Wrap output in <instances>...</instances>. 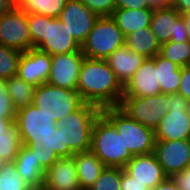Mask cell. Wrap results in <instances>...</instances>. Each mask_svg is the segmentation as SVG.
<instances>
[{
	"label": "cell",
	"mask_w": 190,
	"mask_h": 190,
	"mask_svg": "<svg viewBox=\"0 0 190 190\" xmlns=\"http://www.w3.org/2000/svg\"><path fill=\"white\" fill-rule=\"evenodd\" d=\"M15 122L22 144L30 148L40 166L48 170L59 158L55 141L58 125L55 113L51 108L30 104L16 111Z\"/></svg>",
	"instance_id": "cell-1"
},
{
	"label": "cell",
	"mask_w": 190,
	"mask_h": 190,
	"mask_svg": "<svg viewBox=\"0 0 190 190\" xmlns=\"http://www.w3.org/2000/svg\"><path fill=\"white\" fill-rule=\"evenodd\" d=\"M77 90L85 103L100 109L118 107L124 94V86L106 60L86 57L80 68Z\"/></svg>",
	"instance_id": "cell-2"
},
{
	"label": "cell",
	"mask_w": 190,
	"mask_h": 190,
	"mask_svg": "<svg viewBox=\"0 0 190 190\" xmlns=\"http://www.w3.org/2000/svg\"><path fill=\"white\" fill-rule=\"evenodd\" d=\"M102 112L99 107L84 103L60 120L55 129L57 155L70 157L91 149L92 128Z\"/></svg>",
	"instance_id": "cell-3"
},
{
	"label": "cell",
	"mask_w": 190,
	"mask_h": 190,
	"mask_svg": "<svg viewBox=\"0 0 190 190\" xmlns=\"http://www.w3.org/2000/svg\"><path fill=\"white\" fill-rule=\"evenodd\" d=\"M27 18L32 48H38L50 56L81 51V45L72 37L59 18L37 13L27 14Z\"/></svg>",
	"instance_id": "cell-4"
},
{
	"label": "cell",
	"mask_w": 190,
	"mask_h": 190,
	"mask_svg": "<svg viewBox=\"0 0 190 190\" xmlns=\"http://www.w3.org/2000/svg\"><path fill=\"white\" fill-rule=\"evenodd\" d=\"M106 167L125 168L133 157L124 148L122 136L116 126L101 112L92 128L91 149Z\"/></svg>",
	"instance_id": "cell-5"
},
{
	"label": "cell",
	"mask_w": 190,
	"mask_h": 190,
	"mask_svg": "<svg viewBox=\"0 0 190 190\" xmlns=\"http://www.w3.org/2000/svg\"><path fill=\"white\" fill-rule=\"evenodd\" d=\"M102 113L116 126L132 156L149 154L154 151L155 132L153 129L130 118L119 107H107Z\"/></svg>",
	"instance_id": "cell-6"
},
{
	"label": "cell",
	"mask_w": 190,
	"mask_h": 190,
	"mask_svg": "<svg viewBox=\"0 0 190 190\" xmlns=\"http://www.w3.org/2000/svg\"><path fill=\"white\" fill-rule=\"evenodd\" d=\"M125 45V36L111 17H99L81 45L86 58L106 60L116 49Z\"/></svg>",
	"instance_id": "cell-7"
},
{
	"label": "cell",
	"mask_w": 190,
	"mask_h": 190,
	"mask_svg": "<svg viewBox=\"0 0 190 190\" xmlns=\"http://www.w3.org/2000/svg\"><path fill=\"white\" fill-rule=\"evenodd\" d=\"M170 94L147 97L123 96L119 108L133 120L155 130L168 113Z\"/></svg>",
	"instance_id": "cell-8"
},
{
	"label": "cell",
	"mask_w": 190,
	"mask_h": 190,
	"mask_svg": "<svg viewBox=\"0 0 190 190\" xmlns=\"http://www.w3.org/2000/svg\"><path fill=\"white\" fill-rule=\"evenodd\" d=\"M84 103L77 89H64L48 83L35 88L33 104L36 107L51 108L57 123Z\"/></svg>",
	"instance_id": "cell-9"
},
{
	"label": "cell",
	"mask_w": 190,
	"mask_h": 190,
	"mask_svg": "<svg viewBox=\"0 0 190 190\" xmlns=\"http://www.w3.org/2000/svg\"><path fill=\"white\" fill-rule=\"evenodd\" d=\"M188 101L179 93L170 94L169 111L154 130L155 140L190 139V118L186 113Z\"/></svg>",
	"instance_id": "cell-10"
},
{
	"label": "cell",
	"mask_w": 190,
	"mask_h": 190,
	"mask_svg": "<svg viewBox=\"0 0 190 190\" xmlns=\"http://www.w3.org/2000/svg\"><path fill=\"white\" fill-rule=\"evenodd\" d=\"M0 44L21 52L32 48L27 13L21 8L0 15Z\"/></svg>",
	"instance_id": "cell-11"
},
{
	"label": "cell",
	"mask_w": 190,
	"mask_h": 190,
	"mask_svg": "<svg viewBox=\"0 0 190 190\" xmlns=\"http://www.w3.org/2000/svg\"><path fill=\"white\" fill-rule=\"evenodd\" d=\"M150 29L160 44L168 41L176 43L188 41L185 21L172 5L153 10Z\"/></svg>",
	"instance_id": "cell-12"
},
{
	"label": "cell",
	"mask_w": 190,
	"mask_h": 190,
	"mask_svg": "<svg viewBox=\"0 0 190 190\" xmlns=\"http://www.w3.org/2000/svg\"><path fill=\"white\" fill-rule=\"evenodd\" d=\"M153 154L168 177L190 165V139L156 140Z\"/></svg>",
	"instance_id": "cell-13"
},
{
	"label": "cell",
	"mask_w": 190,
	"mask_h": 190,
	"mask_svg": "<svg viewBox=\"0 0 190 190\" xmlns=\"http://www.w3.org/2000/svg\"><path fill=\"white\" fill-rule=\"evenodd\" d=\"M84 58L82 51L51 56V68L47 83L64 89H77Z\"/></svg>",
	"instance_id": "cell-14"
},
{
	"label": "cell",
	"mask_w": 190,
	"mask_h": 190,
	"mask_svg": "<svg viewBox=\"0 0 190 190\" xmlns=\"http://www.w3.org/2000/svg\"><path fill=\"white\" fill-rule=\"evenodd\" d=\"M58 18L72 37L82 45L99 16L88 9L81 0H67Z\"/></svg>",
	"instance_id": "cell-15"
},
{
	"label": "cell",
	"mask_w": 190,
	"mask_h": 190,
	"mask_svg": "<svg viewBox=\"0 0 190 190\" xmlns=\"http://www.w3.org/2000/svg\"><path fill=\"white\" fill-rule=\"evenodd\" d=\"M51 56L38 48L22 52L17 76L35 87L47 83L51 68Z\"/></svg>",
	"instance_id": "cell-16"
},
{
	"label": "cell",
	"mask_w": 190,
	"mask_h": 190,
	"mask_svg": "<svg viewBox=\"0 0 190 190\" xmlns=\"http://www.w3.org/2000/svg\"><path fill=\"white\" fill-rule=\"evenodd\" d=\"M41 190H81L74 156L59 157L45 171Z\"/></svg>",
	"instance_id": "cell-17"
},
{
	"label": "cell",
	"mask_w": 190,
	"mask_h": 190,
	"mask_svg": "<svg viewBox=\"0 0 190 190\" xmlns=\"http://www.w3.org/2000/svg\"><path fill=\"white\" fill-rule=\"evenodd\" d=\"M161 94L158 70L152 58H146L124 85L123 96L147 97Z\"/></svg>",
	"instance_id": "cell-18"
},
{
	"label": "cell",
	"mask_w": 190,
	"mask_h": 190,
	"mask_svg": "<svg viewBox=\"0 0 190 190\" xmlns=\"http://www.w3.org/2000/svg\"><path fill=\"white\" fill-rule=\"evenodd\" d=\"M124 170L136 181L147 185L150 189L155 188L168 178L153 152L133 156Z\"/></svg>",
	"instance_id": "cell-19"
},
{
	"label": "cell",
	"mask_w": 190,
	"mask_h": 190,
	"mask_svg": "<svg viewBox=\"0 0 190 190\" xmlns=\"http://www.w3.org/2000/svg\"><path fill=\"white\" fill-rule=\"evenodd\" d=\"M146 58L129 50L125 45L116 49L107 59L110 68L124 86Z\"/></svg>",
	"instance_id": "cell-20"
},
{
	"label": "cell",
	"mask_w": 190,
	"mask_h": 190,
	"mask_svg": "<svg viewBox=\"0 0 190 190\" xmlns=\"http://www.w3.org/2000/svg\"><path fill=\"white\" fill-rule=\"evenodd\" d=\"M17 172L34 190H41L44 183L45 170L36 160L34 152L26 145L22 144L20 150L13 161Z\"/></svg>",
	"instance_id": "cell-21"
},
{
	"label": "cell",
	"mask_w": 190,
	"mask_h": 190,
	"mask_svg": "<svg viewBox=\"0 0 190 190\" xmlns=\"http://www.w3.org/2000/svg\"><path fill=\"white\" fill-rule=\"evenodd\" d=\"M73 156L81 190H88L106 166L91 150L75 153Z\"/></svg>",
	"instance_id": "cell-22"
},
{
	"label": "cell",
	"mask_w": 190,
	"mask_h": 190,
	"mask_svg": "<svg viewBox=\"0 0 190 190\" xmlns=\"http://www.w3.org/2000/svg\"><path fill=\"white\" fill-rule=\"evenodd\" d=\"M153 9H115L111 18L126 37L144 28L150 27Z\"/></svg>",
	"instance_id": "cell-23"
},
{
	"label": "cell",
	"mask_w": 190,
	"mask_h": 190,
	"mask_svg": "<svg viewBox=\"0 0 190 190\" xmlns=\"http://www.w3.org/2000/svg\"><path fill=\"white\" fill-rule=\"evenodd\" d=\"M125 46L145 58H153L159 54L161 44L148 27L128 34L125 37Z\"/></svg>",
	"instance_id": "cell-24"
},
{
	"label": "cell",
	"mask_w": 190,
	"mask_h": 190,
	"mask_svg": "<svg viewBox=\"0 0 190 190\" xmlns=\"http://www.w3.org/2000/svg\"><path fill=\"white\" fill-rule=\"evenodd\" d=\"M158 70V81L162 94H173L179 90L181 67L159 54L152 58Z\"/></svg>",
	"instance_id": "cell-25"
},
{
	"label": "cell",
	"mask_w": 190,
	"mask_h": 190,
	"mask_svg": "<svg viewBox=\"0 0 190 190\" xmlns=\"http://www.w3.org/2000/svg\"><path fill=\"white\" fill-rule=\"evenodd\" d=\"M35 88L17 75L5 80L6 93L16 111L33 104Z\"/></svg>",
	"instance_id": "cell-26"
},
{
	"label": "cell",
	"mask_w": 190,
	"mask_h": 190,
	"mask_svg": "<svg viewBox=\"0 0 190 190\" xmlns=\"http://www.w3.org/2000/svg\"><path fill=\"white\" fill-rule=\"evenodd\" d=\"M67 0H24L18 7L27 14L37 13L58 18L66 6Z\"/></svg>",
	"instance_id": "cell-27"
},
{
	"label": "cell",
	"mask_w": 190,
	"mask_h": 190,
	"mask_svg": "<svg viewBox=\"0 0 190 190\" xmlns=\"http://www.w3.org/2000/svg\"><path fill=\"white\" fill-rule=\"evenodd\" d=\"M22 146L19 128L14 121L8 128L3 137L0 138V158L7 162H13Z\"/></svg>",
	"instance_id": "cell-28"
},
{
	"label": "cell",
	"mask_w": 190,
	"mask_h": 190,
	"mask_svg": "<svg viewBox=\"0 0 190 190\" xmlns=\"http://www.w3.org/2000/svg\"><path fill=\"white\" fill-rule=\"evenodd\" d=\"M159 55L178 66H190V42L176 43L168 41L161 44Z\"/></svg>",
	"instance_id": "cell-29"
},
{
	"label": "cell",
	"mask_w": 190,
	"mask_h": 190,
	"mask_svg": "<svg viewBox=\"0 0 190 190\" xmlns=\"http://www.w3.org/2000/svg\"><path fill=\"white\" fill-rule=\"evenodd\" d=\"M22 52L0 44V79L7 80L17 75Z\"/></svg>",
	"instance_id": "cell-30"
},
{
	"label": "cell",
	"mask_w": 190,
	"mask_h": 190,
	"mask_svg": "<svg viewBox=\"0 0 190 190\" xmlns=\"http://www.w3.org/2000/svg\"><path fill=\"white\" fill-rule=\"evenodd\" d=\"M0 190H34L17 172L13 162H7L0 171Z\"/></svg>",
	"instance_id": "cell-31"
},
{
	"label": "cell",
	"mask_w": 190,
	"mask_h": 190,
	"mask_svg": "<svg viewBox=\"0 0 190 190\" xmlns=\"http://www.w3.org/2000/svg\"><path fill=\"white\" fill-rule=\"evenodd\" d=\"M123 168L105 167L95 183L88 190H121Z\"/></svg>",
	"instance_id": "cell-32"
},
{
	"label": "cell",
	"mask_w": 190,
	"mask_h": 190,
	"mask_svg": "<svg viewBox=\"0 0 190 190\" xmlns=\"http://www.w3.org/2000/svg\"><path fill=\"white\" fill-rule=\"evenodd\" d=\"M82 3L99 17H111L116 9V0H81Z\"/></svg>",
	"instance_id": "cell-33"
},
{
	"label": "cell",
	"mask_w": 190,
	"mask_h": 190,
	"mask_svg": "<svg viewBox=\"0 0 190 190\" xmlns=\"http://www.w3.org/2000/svg\"><path fill=\"white\" fill-rule=\"evenodd\" d=\"M121 190H151L147 185H144L131 175H129L124 169L121 176V183H120Z\"/></svg>",
	"instance_id": "cell-34"
},
{
	"label": "cell",
	"mask_w": 190,
	"mask_h": 190,
	"mask_svg": "<svg viewBox=\"0 0 190 190\" xmlns=\"http://www.w3.org/2000/svg\"><path fill=\"white\" fill-rule=\"evenodd\" d=\"M187 101L190 100V66L181 68V80L178 92Z\"/></svg>",
	"instance_id": "cell-35"
},
{
	"label": "cell",
	"mask_w": 190,
	"mask_h": 190,
	"mask_svg": "<svg viewBox=\"0 0 190 190\" xmlns=\"http://www.w3.org/2000/svg\"><path fill=\"white\" fill-rule=\"evenodd\" d=\"M171 178L180 190H190V165L185 170L174 174Z\"/></svg>",
	"instance_id": "cell-36"
},
{
	"label": "cell",
	"mask_w": 190,
	"mask_h": 190,
	"mask_svg": "<svg viewBox=\"0 0 190 190\" xmlns=\"http://www.w3.org/2000/svg\"><path fill=\"white\" fill-rule=\"evenodd\" d=\"M0 116L3 117H15L16 116V110L13 107V104L11 102V99L5 92L0 97Z\"/></svg>",
	"instance_id": "cell-37"
},
{
	"label": "cell",
	"mask_w": 190,
	"mask_h": 190,
	"mask_svg": "<svg viewBox=\"0 0 190 190\" xmlns=\"http://www.w3.org/2000/svg\"><path fill=\"white\" fill-rule=\"evenodd\" d=\"M116 9H151L146 0H116Z\"/></svg>",
	"instance_id": "cell-38"
},
{
	"label": "cell",
	"mask_w": 190,
	"mask_h": 190,
	"mask_svg": "<svg viewBox=\"0 0 190 190\" xmlns=\"http://www.w3.org/2000/svg\"><path fill=\"white\" fill-rule=\"evenodd\" d=\"M147 8L151 9H161L168 8L172 5V0H146Z\"/></svg>",
	"instance_id": "cell-39"
},
{
	"label": "cell",
	"mask_w": 190,
	"mask_h": 190,
	"mask_svg": "<svg viewBox=\"0 0 190 190\" xmlns=\"http://www.w3.org/2000/svg\"><path fill=\"white\" fill-rule=\"evenodd\" d=\"M172 6L182 14L190 11V0H172Z\"/></svg>",
	"instance_id": "cell-40"
},
{
	"label": "cell",
	"mask_w": 190,
	"mask_h": 190,
	"mask_svg": "<svg viewBox=\"0 0 190 190\" xmlns=\"http://www.w3.org/2000/svg\"><path fill=\"white\" fill-rule=\"evenodd\" d=\"M151 190H180L171 177H168L162 183H159L155 188Z\"/></svg>",
	"instance_id": "cell-41"
},
{
	"label": "cell",
	"mask_w": 190,
	"mask_h": 190,
	"mask_svg": "<svg viewBox=\"0 0 190 190\" xmlns=\"http://www.w3.org/2000/svg\"><path fill=\"white\" fill-rule=\"evenodd\" d=\"M15 121V117L0 116V138L4 136L6 129Z\"/></svg>",
	"instance_id": "cell-42"
},
{
	"label": "cell",
	"mask_w": 190,
	"mask_h": 190,
	"mask_svg": "<svg viewBox=\"0 0 190 190\" xmlns=\"http://www.w3.org/2000/svg\"><path fill=\"white\" fill-rule=\"evenodd\" d=\"M16 6L11 0H0V15L13 10Z\"/></svg>",
	"instance_id": "cell-43"
},
{
	"label": "cell",
	"mask_w": 190,
	"mask_h": 190,
	"mask_svg": "<svg viewBox=\"0 0 190 190\" xmlns=\"http://www.w3.org/2000/svg\"><path fill=\"white\" fill-rule=\"evenodd\" d=\"M185 21L186 29H187V35H188V41L190 42V11L180 14Z\"/></svg>",
	"instance_id": "cell-44"
},
{
	"label": "cell",
	"mask_w": 190,
	"mask_h": 190,
	"mask_svg": "<svg viewBox=\"0 0 190 190\" xmlns=\"http://www.w3.org/2000/svg\"><path fill=\"white\" fill-rule=\"evenodd\" d=\"M6 92L5 81L0 79V97Z\"/></svg>",
	"instance_id": "cell-45"
},
{
	"label": "cell",
	"mask_w": 190,
	"mask_h": 190,
	"mask_svg": "<svg viewBox=\"0 0 190 190\" xmlns=\"http://www.w3.org/2000/svg\"><path fill=\"white\" fill-rule=\"evenodd\" d=\"M7 163L3 158H0V171L3 169L4 165Z\"/></svg>",
	"instance_id": "cell-46"
},
{
	"label": "cell",
	"mask_w": 190,
	"mask_h": 190,
	"mask_svg": "<svg viewBox=\"0 0 190 190\" xmlns=\"http://www.w3.org/2000/svg\"><path fill=\"white\" fill-rule=\"evenodd\" d=\"M15 6H19L24 0H11Z\"/></svg>",
	"instance_id": "cell-47"
},
{
	"label": "cell",
	"mask_w": 190,
	"mask_h": 190,
	"mask_svg": "<svg viewBox=\"0 0 190 190\" xmlns=\"http://www.w3.org/2000/svg\"><path fill=\"white\" fill-rule=\"evenodd\" d=\"M186 113H187V115H188L189 118H190V100H189L188 103H187Z\"/></svg>",
	"instance_id": "cell-48"
}]
</instances>
